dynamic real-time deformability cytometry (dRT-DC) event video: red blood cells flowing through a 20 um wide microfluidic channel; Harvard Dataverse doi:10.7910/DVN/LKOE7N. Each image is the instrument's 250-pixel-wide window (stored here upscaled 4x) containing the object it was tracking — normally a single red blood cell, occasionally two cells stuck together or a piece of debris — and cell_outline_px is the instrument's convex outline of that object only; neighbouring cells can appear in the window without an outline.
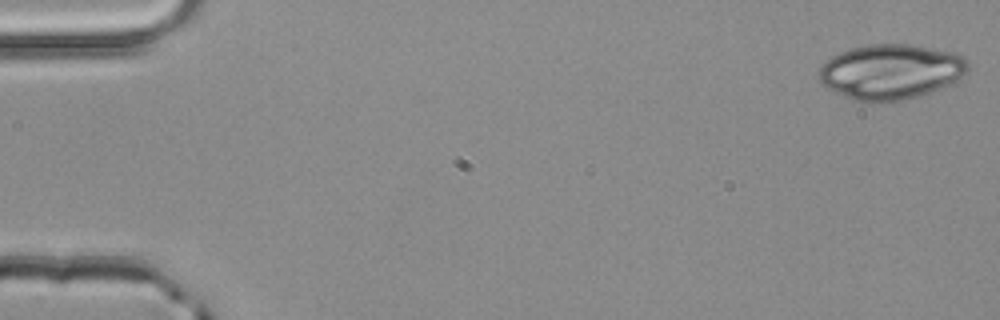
{"species": "common noctule bat (a hibernating species)", "species_latin": "Nyctalus noctula", "temperature_condition": "room temperature", "stored_images_in_passage": 51, "camera_frame_rate_fps": 3000, "um_per_image_px": 0.085, "animal": {"sex": "male", "body_mass_g": 20.4}, "frame": {"image": 1, "passage_image": 1, "time_ms": 0.0, "image_size_px": [1000, 320], "cell_outline_px": [[968, 72], [948, 84], [940, 88], [920, 96], [904, 100], [880, 104], [868, 104], [852, 100], [828, 88], [820, 80], [820, 68], [832, 56], [840, 52], [852, 48], [868, 44], [912, 44], [956, 52], [964, 56], [968, 60]], "centroid_in_image_um": [75.75, 6.11], "position_along_channel_um": 9.3, "area_um2": 48.32}}
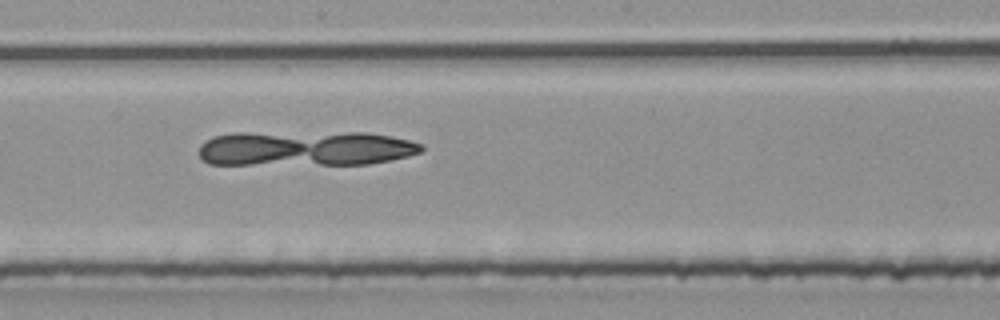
{"frame": {"image": 2, "passage_image": 28, "time_ms": 9.0, "image_size_px": [1000, 320], "cell_outline_px": [[424, 148], [420, 152], [408, 156], [368, 164], [208, 164], [200, 156], [200, 144], [204, 140], [212, 136], [232, 132], [368, 132], [392, 136], [424, 144]], "centroid_in_image_um": [25.94, 12.59], "position_along_channel_um": 222.3, "area_um2": 46.01}}
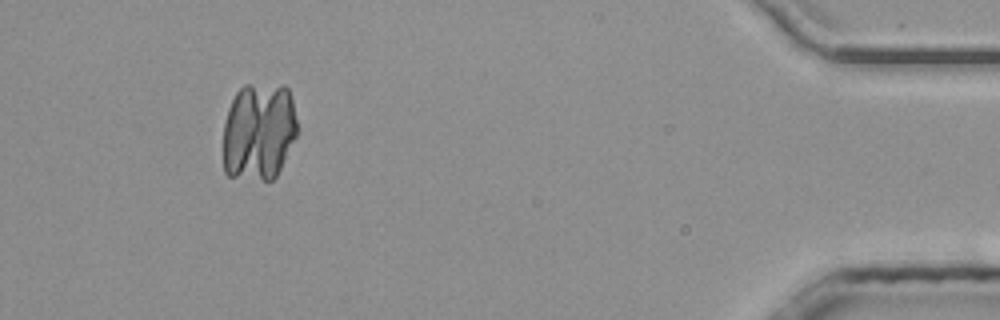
{"frame": {"image": 3, "passage_image": 47, "time_ms": 15.333, "image_size_px": [1000, 320], "cell_outline_px": [[300, 132], [276, 176], [272, 180], [264, 180], [228, 176], [224, 172], [224, 124], [228, 108], [236, 92], [244, 84], [284, 84], [288, 88], [292, 100], [300, 128]], "centroid_in_image_um": [22.04, 11.16], "position_along_channel_um": 413.2, "area_um2": 43.29}}